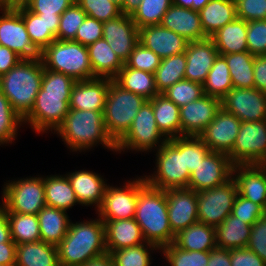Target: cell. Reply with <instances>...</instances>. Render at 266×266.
Here are the masks:
<instances>
[{"label": "cell", "instance_id": "obj_32", "mask_svg": "<svg viewBox=\"0 0 266 266\" xmlns=\"http://www.w3.org/2000/svg\"><path fill=\"white\" fill-rule=\"evenodd\" d=\"M201 26L210 38L215 32L236 18L235 0H210L200 11Z\"/></svg>", "mask_w": 266, "mask_h": 266}, {"label": "cell", "instance_id": "obj_45", "mask_svg": "<svg viewBox=\"0 0 266 266\" xmlns=\"http://www.w3.org/2000/svg\"><path fill=\"white\" fill-rule=\"evenodd\" d=\"M22 124L23 118L12 108L0 89V146L14 142Z\"/></svg>", "mask_w": 266, "mask_h": 266}, {"label": "cell", "instance_id": "obj_58", "mask_svg": "<svg viewBox=\"0 0 266 266\" xmlns=\"http://www.w3.org/2000/svg\"><path fill=\"white\" fill-rule=\"evenodd\" d=\"M231 266H266V263L248 248L230 249Z\"/></svg>", "mask_w": 266, "mask_h": 266}, {"label": "cell", "instance_id": "obj_61", "mask_svg": "<svg viewBox=\"0 0 266 266\" xmlns=\"http://www.w3.org/2000/svg\"><path fill=\"white\" fill-rule=\"evenodd\" d=\"M207 266H231L230 249L217 246L211 249Z\"/></svg>", "mask_w": 266, "mask_h": 266}, {"label": "cell", "instance_id": "obj_60", "mask_svg": "<svg viewBox=\"0 0 266 266\" xmlns=\"http://www.w3.org/2000/svg\"><path fill=\"white\" fill-rule=\"evenodd\" d=\"M22 58L14 51L0 44V76L7 73L11 68L17 65Z\"/></svg>", "mask_w": 266, "mask_h": 266}, {"label": "cell", "instance_id": "obj_65", "mask_svg": "<svg viewBox=\"0 0 266 266\" xmlns=\"http://www.w3.org/2000/svg\"><path fill=\"white\" fill-rule=\"evenodd\" d=\"M81 266H115L111 256L107 253L98 258L89 260Z\"/></svg>", "mask_w": 266, "mask_h": 266}, {"label": "cell", "instance_id": "obj_53", "mask_svg": "<svg viewBox=\"0 0 266 266\" xmlns=\"http://www.w3.org/2000/svg\"><path fill=\"white\" fill-rule=\"evenodd\" d=\"M232 214L252 226L260 217L265 215V209L261 205L237 194Z\"/></svg>", "mask_w": 266, "mask_h": 266}, {"label": "cell", "instance_id": "obj_67", "mask_svg": "<svg viewBox=\"0 0 266 266\" xmlns=\"http://www.w3.org/2000/svg\"><path fill=\"white\" fill-rule=\"evenodd\" d=\"M173 4L179 7L192 9L193 0H173Z\"/></svg>", "mask_w": 266, "mask_h": 266}, {"label": "cell", "instance_id": "obj_48", "mask_svg": "<svg viewBox=\"0 0 266 266\" xmlns=\"http://www.w3.org/2000/svg\"><path fill=\"white\" fill-rule=\"evenodd\" d=\"M86 16L82 8L74 2L61 14L57 39L75 40L77 30Z\"/></svg>", "mask_w": 266, "mask_h": 266}, {"label": "cell", "instance_id": "obj_68", "mask_svg": "<svg viewBox=\"0 0 266 266\" xmlns=\"http://www.w3.org/2000/svg\"><path fill=\"white\" fill-rule=\"evenodd\" d=\"M210 0H193L192 9L200 11Z\"/></svg>", "mask_w": 266, "mask_h": 266}, {"label": "cell", "instance_id": "obj_57", "mask_svg": "<svg viewBox=\"0 0 266 266\" xmlns=\"http://www.w3.org/2000/svg\"><path fill=\"white\" fill-rule=\"evenodd\" d=\"M75 0H31L27 9L34 14L61 15Z\"/></svg>", "mask_w": 266, "mask_h": 266}, {"label": "cell", "instance_id": "obj_40", "mask_svg": "<svg viewBox=\"0 0 266 266\" xmlns=\"http://www.w3.org/2000/svg\"><path fill=\"white\" fill-rule=\"evenodd\" d=\"M185 52L163 58L154 73L155 84L159 93H163L176 82L185 79Z\"/></svg>", "mask_w": 266, "mask_h": 266}, {"label": "cell", "instance_id": "obj_27", "mask_svg": "<svg viewBox=\"0 0 266 266\" xmlns=\"http://www.w3.org/2000/svg\"><path fill=\"white\" fill-rule=\"evenodd\" d=\"M17 11L24 20L30 41L40 53L57 39L61 15L34 14L27 8Z\"/></svg>", "mask_w": 266, "mask_h": 266}, {"label": "cell", "instance_id": "obj_34", "mask_svg": "<svg viewBox=\"0 0 266 266\" xmlns=\"http://www.w3.org/2000/svg\"><path fill=\"white\" fill-rule=\"evenodd\" d=\"M173 243L186 251H210L216 247L215 227L194 223L179 231Z\"/></svg>", "mask_w": 266, "mask_h": 266}, {"label": "cell", "instance_id": "obj_63", "mask_svg": "<svg viewBox=\"0 0 266 266\" xmlns=\"http://www.w3.org/2000/svg\"><path fill=\"white\" fill-rule=\"evenodd\" d=\"M14 242L5 210L0 206V243Z\"/></svg>", "mask_w": 266, "mask_h": 266}, {"label": "cell", "instance_id": "obj_29", "mask_svg": "<svg viewBox=\"0 0 266 266\" xmlns=\"http://www.w3.org/2000/svg\"><path fill=\"white\" fill-rule=\"evenodd\" d=\"M87 49L95 78H108L113 80L124 66V63L104 38L88 45Z\"/></svg>", "mask_w": 266, "mask_h": 266}, {"label": "cell", "instance_id": "obj_17", "mask_svg": "<svg viewBox=\"0 0 266 266\" xmlns=\"http://www.w3.org/2000/svg\"><path fill=\"white\" fill-rule=\"evenodd\" d=\"M241 121L221 108L199 135L210 151L229 155L240 131Z\"/></svg>", "mask_w": 266, "mask_h": 266}, {"label": "cell", "instance_id": "obj_22", "mask_svg": "<svg viewBox=\"0 0 266 266\" xmlns=\"http://www.w3.org/2000/svg\"><path fill=\"white\" fill-rule=\"evenodd\" d=\"M232 177L239 195L266 210V165H235Z\"/></svg>", "mask_w": 266, "mask_h": 266}, {"label": "cell", "instance_id": "obj_13", "mask_svg": "<svg viewBox=\"0 0 266 266\" xmlns=\"http://www.w3.org/2000/svg\"><path fill=\"white\" fill-rule=\"evenodd\" d=\"M235 165H266V120L241 122L231 153Z\"/></svg>", "mask_w": 266, "mask_h": 266}, {"label": "cell", "instance_id": "obj_7", "mask_svg": "<svg viewBox=\"0 0 266 266\" xmlns=\"http://www.w3.org/2000/svg\"><path fill=\"white\" fill-rule=\"evenodd\" d=\"M44 68L69 75L76 81L94 79L87 46L74 40H54L41 53Z\"/></svg>", "mask_w": 266, "mask_h": 266}, {"label": "cell", "instance_id": "obj_24", "mask_svg": "<svg viewBox=\"0 0 266 266\" xmlns=\"http://www.w3.org/2000/svg\"><path fill=\"white\" fill-rule=\"evenodd\" d=\"M111 79L94 78L76 81L72 87L70 109L103 112Z\"/></svg>", "mask_w": 266, "mask_h": 266}, {"label": "cell", "instance_id": "obj_39", "mask_svg": "<svg viewBox=\"0 0 266 266\" xmlns=\"http://www.w3.org/2000/svg\"><path fill=\"white\" fill-rule=\"evenodd\" d=\"M229 68L233 88H254V59L251 53L241 52L222 55Z\"/></svg>", "mask_w": 266, "mask_h": 266}, {"label": "cell", "instance_id": "obj_56", "mask_svg": "<svg viewBox=\"0 0 266 266\" xmlns=\"http://www.w3.org/2000/svg\"><path fill=\"white\" fill-rule=\"evenodd\" d=\"M266 263V214L253 225L247 247Z\"/></svg>", "mask_w": 266, "mask_h": 266}, {"label": "cell", "instance_id": "obj_36", "mask_svg": "<svg viewBox=\"0 0 266 266\" xmlns=\"http://www.w3.org/2000/svg\"><path fill=\"white\" fill-rule=\"evenodd\" d=\"M152 108L159 131L167 139L180 137V107L160 93L152 99Z\"/></svg>", "mask_w": 266, "mask_h": 266}, {"label": "cell", "instance_id": "obj_51", "mask_svg": "<svg viewBox=\"0 0 266 266\" xmlns=\"http://www.w3.org/2000/svg\"><path fill=\"white\" fill-rule=\"evenodd\" d=\"M209 152V147L199 136H184L185 168H188L190 174Z\"/></svg>", "mask_w": 266, "mask_h": 266}, {"label": "cell", "instance_id": "obj_46", "mask_svg": "<svg viewBox=\"0 0 266 266\" xmlns=\"http://www.w3.org/2000/svg\"><path fill=\"white\" fill-rule=\"evenodd\" d=\"M170 266H207L209 251H186L174 243L160 248Z\"/></svg>", "mask_w": 266, "mask_h": 266}, {"label": "cell", "instance_id": "obj_16", "mask_svg": "<svg viewBox=\"0 0 266 266\" xmlns=\"http://www.w3.org/2000/svg\"><path fill=\"white\" fill-rule=\"evenodd\" d=\"M233 166L228 155L210 151L191 173L188 188L200 192L219 186L232 177Z\"/></svg>", "mask_w": 266, "mask_h": 266}, {"label": "cell", "instance_id": "obj_8", "mask_svg": "<svg viewBox=\"0 0 266 266\" xmlns=\"http://www.w3.org/2000/svg\"><path fill=\"white\" fill-rule=\"evenodd\" d=\"M146 101L147 99L143 96L125 90L111 80L103 116L106 132L115 143L129 130Z\"/></svg>", "mask_w": 266, "mask_h": 266}, {"label": "cell", "instance_id": "obj_47", "mask_svg": "<svg viewBox=\"0 0 266 266\" xmlns=\"http://www.w3.org/2000/svg\"><path fill=\"white\" fill-rule=\"evenodd\" d=\"M162 94L177 106L182 107L201 98L204 95V89L203 85L200 83L182 79L169 87Z\"/></svg>", "mask_w": 266, "mask_h": 266}, {"label": "cell", "instance_id": "obj_4", "mask_svg": "<svg viewBox=\"0 0 266 266\" xmlns=\"http://www.w3.org/2000/svg\"><path fill=\"white\" fill-rule=\"evenodd\" d=\"M135 221L146 242L159 248L174 242L170 228L166 191L146 184L138 192Z\"/></svg>", "mask_w": 266, "mask_h": 266}, {"label": "cell", "instance_id": "obj_30", "mask_svg": "<svg viewBox=\"0 0 266 266\" xmlns=\"http://www.w3.org/2000/svg\"><path fill=\"white\" fill-rule=\"evenodd\" d=\"M37 217L41 241L57 247L66 236L71 222L67 211L46 205Z\"/></svg>", "mask_w": 266, "mask_h": 266}, {"label": "cell", "instance_id": "obj_52", "mask_svg": "<svg viewBox=\"0 0 266 266\" xmlns=\"http://www.w3.org/2000/svg\"><path fill=\"white\" fill-rule=\"evenodd\" d=\"M247 48L254 56L266 54V20H252L247 22Z\"/></svg>", "mask_w": 266, "mask_h": 266}, {"label": "cell", "instance_id": "obj_59", "mask_svg": "<svg viewBox=\"0 0 266 266\" xmlns=\"http://www.w3.org/2000/svg\"><path fill=\"white\" fill-rule=\"evenodd\" d=\"M254 88L266 93V57L255 56L254 59Z\"/></svg>", "mask_w": 266, "mask_h": 266}, {"label": "cell", "instance_id": "obj_1", "mask_svg": "<svg viewBox=\"0 0 266 266\" xmlns=\"http://www.w3.org/2000/svg\"><path fill=\"white\" fill-rule=\"evenodd\" d=\"M75 82L69 75L44 68L40 91L23 124H30L37 134L53 130L55 133L70 110L69 101Z\"/></svg>", "mask_w": 266, "mask_h": 266}, {"label": "cell", "instance_id": "obj_37", "mask_svg": "<svg viewBox=\"0 0 266 266\" xmlns=\"http://www.w3.org/2000/svg\"><path fill=\"white\" fill-rule=\"evenodd\" d=\"M113 80L125 90L141 95L147 100L160 94L153 73L129 68L125 63Z\"/></svg>", "mask_w": 266, "mask_h": 266}, {"label": "cell", "instance_id": "obj_3", "mask_svg": "<svg viewBox=\"0 0 266 266\" xmlns=\"http://www.w3.org/2000/svg\"><path fill=\"white\" fill-rule=\"evenodd\" d=\"M55 132L72 152H86L97 144L116 152V143L104 126L103 112L70 109Z\"/></svg>", "mask_w": 266, "mask_h": 266}, {"label": "cell", "instance_id": "obj_41", "mask_svg": "<svg viewBox=\"0 0 266 266\" xmlns=\"http://www.w3.org/2000/svg\"><path fill=\"white\" fill-rule=\"evenodd\" d=\"M12 240L16 245L41 240L39 221L34 214L6 213Z\"/></svg>", "mask_w": 266, "mask_h": 266}, {"label": "cell", "instance_id": "obj_38", "mask_svg": "<svg viewBox=\"0 0 266 266\" xmlns=\"http://www.w3.org/2000/svg\"><path fill=\"white\" fill-rule=\"evenodd\" d=\"M44 187L47 206L67 211L79 204L66 175L44 176Z\"/></svg>", "mask_w": 266, "mask_h": 266}, {"label": "cell", "instance_id": "obj_20", "mask_svg": "<svg viewBox=\"0 0 266 266\" xmlns=\"http://www.w3.org/2000/svg\"><path fill=\"white\" fill-rule=\"evenodd\" d=\"M221 109V100L203 95L180 107L181 136H199Z\"/></svg>", "mask_w": 266, "mask_h": 266}, {"label": "cell", "instance_id": "obj_9", "mask_svg": "<svg viewBox=\"0 0 266 266\" xmlns=\"http://www.w3.org/2000/svg\"><path fill=\"white\" fill-rule=\"evenodd\" d=\"M0 206L6 213L34 214L46 206L44 176L5 182Z\"/></svg>", "mask_w": 266, "mask_h": 266}, {"label": "cell", "instance_id": "obj_25", "mask_svg": "<svg viewBox=\"0 0 266 266\" xmlns=\"http://www.w3.org/2000/svg\"><path fill=\"white\" fill-rule=\"evenodd\" d=\"M160 25L179 34L187 41H199L208 38L202 29L199 12L193 9L172 4L163 15Z\"/></svg>", "mask_w": 266, "mask_h": 266}, {"label": "cell", "instance_id": "obj_50", "mask_svg": "<svg viewBox=\"0 0 266 266\" xmlns=\"http://www.w3.org/2000/svg\"><path fill=\"white\" fill-rule=\"evenodd\" d=\"M161 58L140 42L136 45L125 64L129 68L155 73L161 63Z\"/></svg>", "mask_w": 266, "mask_h": 266}, {"label": "cell", "instance_id": "obj_15", "mask_svg": "<svg viewBox=\"0 0 266 266\" xmlns=\"http://www.w3.org/2000/svg\"><path fill=\"white\" fill-rule=\"evenodd\" d=\"M0 44L22 59L40 58V52L30 41L24 20L16 10L0 9Z\"/></svg>", "mask_w": 266, "mask_h": 266}, {"label": "cell", "instance_id": "obj_49", "mask_svg": "<svg viewBox=\"0 0 266 266\" xmlns=\"http://www.w3.org/2000/svg\"><path fill=\"white\" fill-rule=\"evenodd\" d=\"M88 17L102 22L112 20L122 14L121 7L111 0H75Z\"/></svg>", "mask_w": 266, "mask_h": 266}, {"label": "cell", "instance_id": "obj_11", "mask_svg": "<svg viewBox=\"0 0 266 266\" xmlns=\"http://www.w3.org/2000/svg\"><path fill=\"white\" fill-rule=\"evenodd\" d=\"M126 181L123 187L107 184L101 206L96 210L102 221L135 218L138 192L147 184L144 176Z\"/></svg>", "mask_w": 266, "mask_h": 266}, {"label": "cell", "instance_id": "obj_35", "mask_svg": "<svg viewBox=\"0 0 266 266\" xmlns=\"http://www.w3.org/2000/svg\"><path fill=\"white\" fill-rule=\"evenodd\" d=\"M252 226L232 213L215 227L216 246L225 249L246 248Z\"/></svg>", "mask_w": 266, "mask_h": 266}, {"label": "cell", "instance_id": "obj_26", "mask_svg": "<svg viewBox=\"0 0 266 266\" xmlns=\"http://www.w3.org/2000/svg\"><path fill=\"white\" fill-rule=\"evenodd\" d=\"M65 175L68 177L79 205L87 207L94 205L95 210L101 206L107 186L103 176L89 170H76Z\"/></svg>", "mask_w": 266, "mask_h": 266}, {"label": "cell", "instance_id": "obj_6", "mask_svg": "<svg viewBox=\"0 0 266 266\" xmlns=\"http://www.w3.org/2000/svg\"><path fill=\"white\" fill-rule=\"evenodd\" d=\"M156 151V169L144 175L146 183L161 190L188 188L191 174L185 168L184 136L168 139Z\"/></svg>", "mask_w": 266, "mask_h": 266}, {"label": "cell", "instance_id": "obj_10", "mask_svg": "<svg viewBox=\"0 0 266 266\" xmlns=\"http://www.w3.org/2000/svg\"><path fill=\"white\" fill-rule=\"evenodd\" d=\"M167 140L158 129L153 113L152 99H150L138 111L129 130L116 142V153L125 150L132 152L155 151Z\"/></svg>", "mask_w": 266, "mask_h": 266}, {"label": "cell", "instance_id": "obj_21", "mask_svg": "<svg viewBox=\"0 0 266 266\" xmlns=\"http://www.w3.org/2000/svg\"><path fill=\"white\" fill-rule=\"evenodd\" d=\"M185 79L204 84L218 51L211 38L189 41L185 51Z\"/></svg>", "mask_w": 266, "mask_h": 266}, {"label": "cell", "instance_id": "obj_44", "mask_svg": "<svg viewBox=\"0 0 266 266\" xmlns=\"http://www.w3.org/2000/svg\"><path fill=\"white\" fill-rule=\"evenodd\" d=\"M173 4V0H141L139 7L131 15L140 29L149 25H160L163 15Z\"/></svg>", "mask_w": 266, "mask_h": 266}, {"label": "cell", "instance_id": "obj_19", "mask_svg": "<svg viewBox=\"0 0 266 266\" xmlns=\"http://www.w3.org/2000/svg\"><path fill=\"white\" fill-rule=\"evenodd\" d=\"M170 228L176 235L198 222V192L189 188L166 189Z\"/></svg>", "mask_w": 266, "mask_h": 266}, {"label": "cell", "instance_id": "obj_18", "mask_svg": "<svg viewBox=\"0 0 266 266\" xmlns=\"http://www.w3.org/2000/svg\"><path fill=\"white\" fill-rule=\"evenodd\" d=\"M103 38L112 50L125 63L139 43V29L131 15L120 16L103 22Z\"/></svg>", "mask_w": 266, "mask_h": 266}, {"label": "cell", "instance_id": "obj_43", "mask_svg": "<svg viewBox=\"0 0 266 266\" xmlns=\"http://www.w3.org/2000/svg\"><path fill=\"white\" fill-rule=\"evenodd\" d=\"M151 250L153 253L154 250H160V248L145 242L137 246L114 250L109 255L115 266H151V260H153Z\"/></svg>", "mask_w": 266, "mask_h": 266}, {"label": "cell", "instance_id": "obj_42", "mask_svg": "<svg viewBox=\"0 0 266 266\" xmlns=\"http://www.w3.org/2000/svg\"><path fill=\"white\" fill-rule=\"evenodd\" d=\"M232 88L233 83L226 60L218 54L203 84L204 95L221 100Z\"/></svg>", "mask_w": 266, "mask_h": 266}, {"label": "cell", "instance_id": "obj_55", "mask_svg": "<svg viewBox=\"0 0 266 266\" xmlns=\"http://www.w3.org/2000/svg\"><path fill=\"white\" fill-rule=\"evenodd\" d=\"M103 22L86 16L79 26L75 40L76 42L88 46L103 38Z\"/></svg>", "mask_w": 266, "mask_h": 266}, {"label": "cell", "instance_id": "obj_54", "mask_svg": "<svg viewBox=\"0 0 266 266\" xmlns=\"http://www.w3.org/2000/svg\"><path fill=\"white\" fill-rule=\"evenodd\" d=\"M236 17L245 20H266V0H235Z\"/></svg>", "mask_w": 266, "mask_h": 266}, {"label": "cell", "instance_id": "obj_66", "mask_svg": "<svg viewBox=\"0 0 266 266\" xmlns=\"http://www.w3.org/2000/svg\"><path fill=\"white\" fill-rule=\"evenodd\" d=\"M140 3L141 0H123L121 5L122 14L132 15Z\"/></svg>", "mask_w": 266, "mask_h": 266}, {"label": "cell", "instance_id": "obj_31", "mask_svg": "<svg viewBox=\"0 0 266 266\" xmlns=\"http://www.w3.org/2000/svg\"><path fill=\"white\" fill-rule=\"evenodd\" d=\"M247 22L240 18H235L226 24L210 38L220 55L247 52Z\"/></svg>", "mask_w": 266, "mask_h": 266}, {"label": "cell", "instance_id": "obj_33", "mask_svg": "<svg viewBox=\"0 0 266 266\" xmlns=\"http://www.w3.org/2000/svg\"><path fill=\"white\" fill-rule=\"evenodd\" d=\"M15 266H60L56 246L43 241L16 246Z\"/></svg>", "mask_w": 266, "mask_h": 266}, {"label": "cell", "instance_id": "obj_5", "mask_svg": "<svg viewBox=\"0 0 266 266\" xmlns=\"http://www.w3.org/2000/svg\"><path fill=\"white\" fill-rule=\"evenodd\" d=\"M44 65L41 58L22 59L0 76V89L12 108L24 119L40 91Z\"/></svg>", "mask_w": 266, "mask_h": 266}, {"label": "cell", "instance_id": "obj_12", "mask_svg": "<svg viewBox=\"0 0 266 266\" xmlns=\"http://www.w3.org/2000/svg\"><path fill=\"white\" fill-rule=\"evenodd\" d=\"M237 194L233 177L219 186L198 192V222L213 227L220 225L232 213Z\"/></svg>", "mask_w": 266, "mask_h": 266}, {"label": "cell", "instance_id": "obj_28", "mask_svg": "<svg viewBox=\"0 0 266 266\" xmlns=\"http://www.w3.org/2000/svg\"><path fill=\"white\" fill-rule=\"evenodd\" d=\"M107 253L145 243L140 226L135 218L103 221Z\"/></svg>", "mask_w": 266, "mask_h": 266}, {"label": "cell", "instance_id": "obj_64", "mask_svg": "<svg viewBox=\"0 0 266 266\" xmlns=\"http://www.w3.org/2000/svg\"><path fill=\"white\" fill-rule=\"evenodd\" d=\"M31 0H0V9L3 10H20L27 8Z\"/></svg>", "mask_w": 266, "mask_h": 266}, {"label": "cell", "instance_id": "obj_14", "mask_svg": "<svg viewBox=\"0 0 266 266\" xmlns=\"http://www.w3.org/2000/svg\"><path fill=\"white\" fill-rule=\"evenodd\" d=\"M221 108L241 122L266 120V93L256 88H232L221 99Z\"/></svg>", "mask_w": 266, "mask_h": 266}, {"label": "cell", "instance_id": "obj_69", "mask_svg": "<svg viewBox=\"0 0 266 266\" xmlns=\"http://www.w3.org/2000/svg\"><path fill=\"white\" fill-rule=\"evenodd\" d=\"M112 2L118 4L120 7L122 5L123 0H111Z\"/></svg>", "mask_w": 266, "mask_h": 266}, {"label": "cell", "instance_id": "obj_62", "mask_svg": "<svg viewBox=\"0 0 266 266\" xmlns=\"http://www.w3.org/2000/svg\"><path fill=\"white\" fill-rule=\"evenodd\" d=\"M16 246L15 242L0 243V265L15 266Z\"/></svg>", "mask_w": 266, "mask_h": 266}, {"label": "cell", "instance_id": "obj_23", "mask_svg": "<svg viewBox=\"0 0 266 266\" xmlns=\"http://www.w3.org/2000/svg\"><path fill=\"white\" fill-rule=\"evenodd\" d=\"M139 42L163 59L185 52L189 41L161 25H149L139 29Z\"/></svg>", "mask_w": 266, "mask_h": 266}, {"label": "cell", "instance_id": "obj_2", "mask_svg": "<svg viewBox=\"0 0 266 266\" xmlns=\"http://www.w3.org/2000/svg\"><path fill=\"white\" fill-rule=\"evenodd\" d=\"M57 249L60 266H81L107 254L104 222L99 216L89 221H71Z\"/></svg>", "mask_w": 266, "mask_h": 266}]
</instances>
